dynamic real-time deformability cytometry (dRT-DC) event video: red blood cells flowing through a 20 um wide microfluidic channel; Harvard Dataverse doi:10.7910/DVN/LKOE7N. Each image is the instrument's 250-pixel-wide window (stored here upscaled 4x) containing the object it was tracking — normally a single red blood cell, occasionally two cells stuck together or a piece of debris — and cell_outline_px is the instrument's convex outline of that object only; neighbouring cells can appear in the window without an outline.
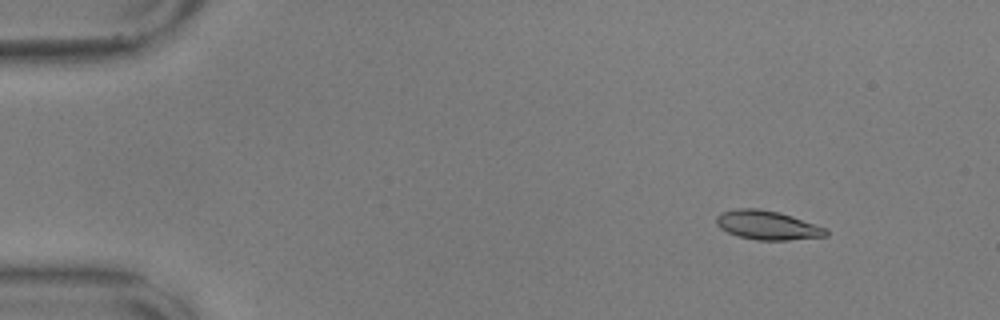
{"species": "common noctule bat (a hibernating species)", "species_latin": "Nyctalus noctula", "temperature_condition": "warm", "stored_images_in_passage": 56, "camera_frame_rate_fps": 3000, "um_per_image_px": 0.085, "animal": {"sex": "male", "body_mass_g": 17.9, "forearm_length_mm": 54.2}, "frame": {"image": 1, "passage_image": 6, "time_ms": 1.667, "image_size_px": [1000, 320], "cell_outline_px": [[828, 236], [788, 240], [756, 240], [736, 236], [720, 228], [716, 224], [716, 216], [720, 212], [736, 208], [760, 208], [792, 216], [828, 228]], "centroid_in_image_um": [65.22, 19.14], "position_along_channel_um": 19.8, "area_um2": 18.73}}
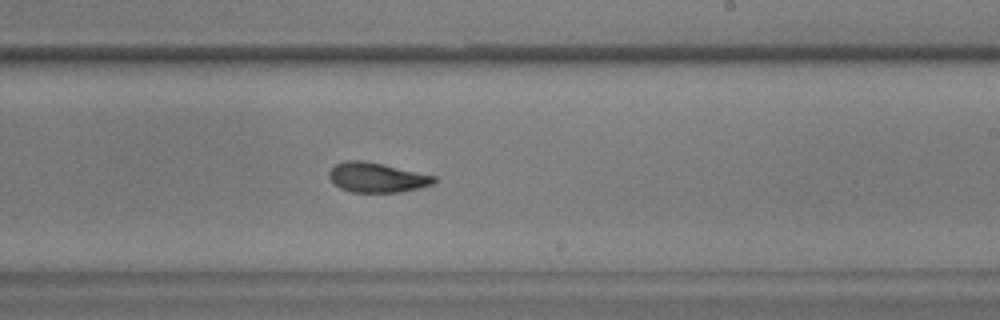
{"frame": {"image": 2, "passage_image": 34, "time_ms": 11.0, "image_size_px": [1000, 320], "cell_outline_px": [[436, 180], [432, 184], [420, 188], [400, 192], [352, 192], [340, 188], [328, 176], [328, 172], [336, 164], [344, 160], [364, 160], [436, 176]], "centroid_in_image_um": [32.03, 15.08], "position_along_channel_um": 257.0, "area_um2": 18.09}}
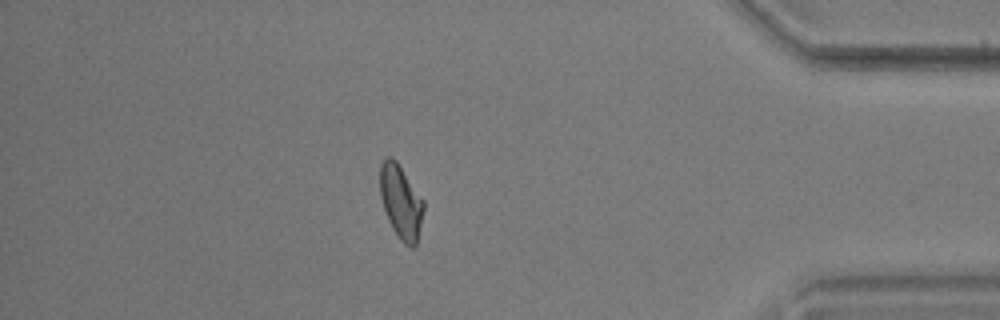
{"frame": {"image": 3, "passage_image": 49, "time_ms": 16.0, "image_size_px": [1000, 320], "cell_outline_px": [[424, 208], [416, 244], [412, 248], [404, 244], [400, 240], [392, 228], [388, 220], [380, 196], [380, 164], [388, 156], [392, 156], [396, 160], [424, 200]], "centroid_in_image_um": [34.07, 17.14], "position_along_channel_um": 401.1, "area_um2": 18.67}, "authors_computed_cell_mechanics": {"area_um2": 18.5827, "velocity_mm_per_s": 3.5737, "shape_relaxation_time_tau1_ms": 7.5869, "shape_relaxation_time_tau2_ms": 2.8471, "deformation_change_tau1": 0.189, "deformation_change_tau2": 0.0862}}